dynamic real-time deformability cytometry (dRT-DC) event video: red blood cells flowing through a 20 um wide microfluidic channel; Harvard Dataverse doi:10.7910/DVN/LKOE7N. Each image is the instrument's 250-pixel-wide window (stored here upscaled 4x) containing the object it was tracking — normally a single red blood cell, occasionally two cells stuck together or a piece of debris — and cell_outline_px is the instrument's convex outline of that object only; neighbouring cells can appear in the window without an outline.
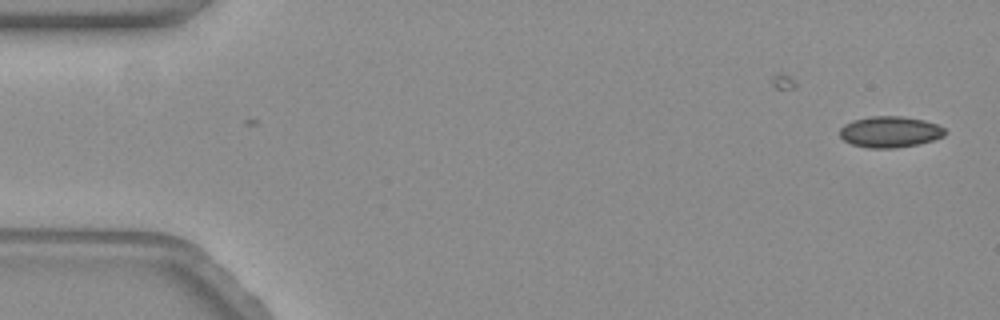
{"species": "common noctule bat (a hibernating species)", "species_latin": "Nyctalus noctula", "temperature_condition": "warm", "stored_images_in_passage": 9, "camera_frame_rate_fps": 3000, "um_per_image_px": 0.085, "animal": {"sex": "female", "body_mass_g": 19.3, "forearm_length_mm": 54.1}, "frame": {"image": 1, "passage_image": 1, "time_ms": 0.0, "image_size_px": [1000, 320], "cell_outline_px": [[948, 132], [944, 136], [932, 140], [916, 144], [896, 148], [868, 148], [852, 144], [844, 140], [840, 136], [840, 128], [844, 124], [852, 120], [872, 116], [900, 116], [924, 120], [936, 124], [944, 128]], "centroid_in_image_um": [75.64, 11.2], "position_along_channel_um": 9.4, "area_um2": 19.07}}